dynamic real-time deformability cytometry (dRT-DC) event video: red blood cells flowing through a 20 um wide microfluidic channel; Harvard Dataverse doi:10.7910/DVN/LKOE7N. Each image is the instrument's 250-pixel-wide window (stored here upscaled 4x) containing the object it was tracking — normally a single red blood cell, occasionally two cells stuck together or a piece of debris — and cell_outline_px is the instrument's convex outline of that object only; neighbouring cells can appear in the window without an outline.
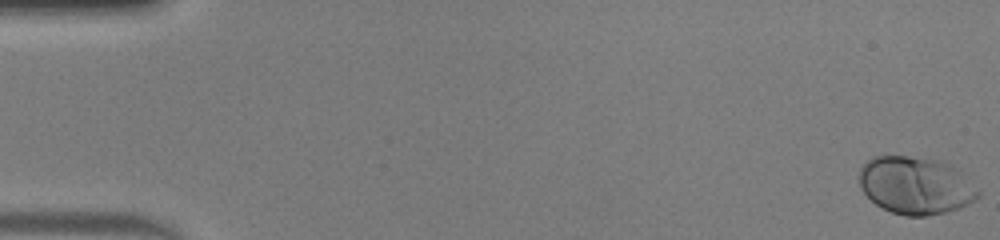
{"species": "human", "species_latin": "Homo sapiens", "temperature_condition": "warm", "stored_images_in_passage": 49, "camera_frame_rate_fps": 3000, "um_per_image_px": 0.085, "donor": {"sex": "male"}, "frame": {"image": 1, "passage_image": 1, "time_ms": 0.0, "image_size_px": [1000, 240], "cell_outline_px": [[980, 196], [976, 200], [960, 208], [944, 212], [924, 216], [904, 216], [892, 212], [876, 204], [860, 188], [860, 168], [872, 156], [908, 156], [940, 160], [948, 164], [960, 172], [980, 192]], "centroid_in_image_um": [77.82, 15.76], "position_along_channel_um": 7.2, "area_um2": 39.59}}
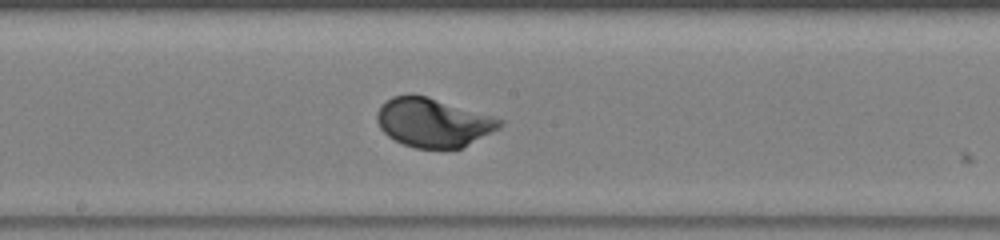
{"frame": {"image": 2, "passage_image": 27, "time_ms": 8.667, "image_size_px": [1000, 240], "cell_outline_px": [[504, 124], [500, 128], [460, 148], [416, 148], [404, 144], [388, 136], [380, 128], [376, 120], [376, 112], [392, 96], [408, 92], [412, 92], [428, 96], [492, 116], [504, 120]], "centroid_in_image_um": [36.8, 10.38], "position_along_channel_um": 211.4, "area_um2": 34.97}}
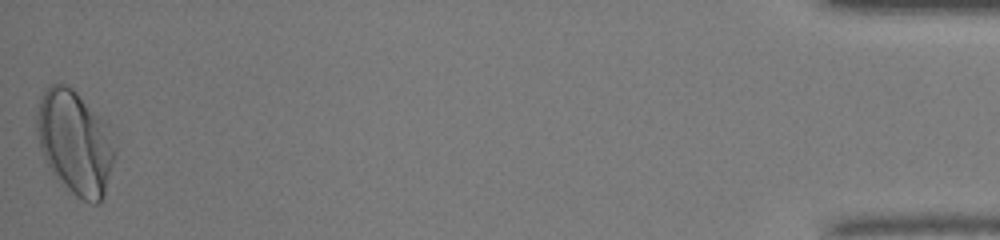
{"frame": {"image": 3, "passage_image": 49, "time_ms": 16.0, "image_size_px": [1000, 240], "cell_outline_px": [[116, 152], [104, 196], [100, 204], [96, 204], [84, 200], [76, 196], [52, 172], [44, 160], [36, 128], [36, 112], [40, 96], [52, 84], [64, 84], [72, 88], [108, 124], [112, 132]], "centroid_in_image_um": [6.39, 12.1], "position_along_channel_um": 428.8, "area_um2": 47.11}, "authors_computed_cell_mechanics": {"area_um2": 35.547, "velocity_mm_per_s": 4.2415, "shape_relaxation_time_tau1_ms": 1.4908, "shape_relaxation_time_tau2_ms": null, "deformation_change_tau1": 0.1291, "deformation_change_tau2": null}}